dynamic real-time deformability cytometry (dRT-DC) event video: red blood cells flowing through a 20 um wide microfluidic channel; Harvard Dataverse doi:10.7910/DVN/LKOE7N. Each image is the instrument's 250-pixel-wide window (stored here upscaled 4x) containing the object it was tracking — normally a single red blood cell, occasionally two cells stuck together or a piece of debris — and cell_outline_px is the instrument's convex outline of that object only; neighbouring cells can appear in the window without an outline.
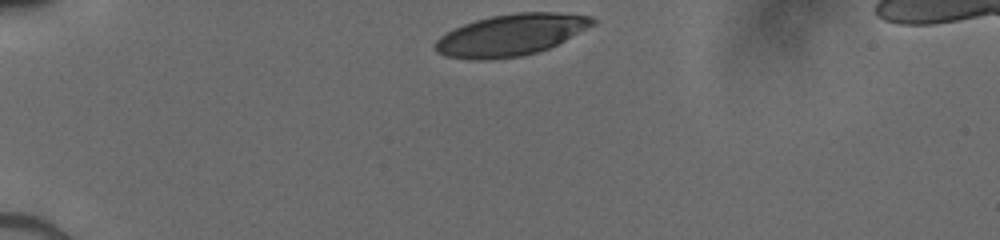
{"species": "human", "species_latin": "Homo sapiens", "temperature_condition": "cold", "stored_images_in_passage": 31, "camera_frame_rate_fps": 3000, "um_per_image_px": 0.085, "donor": {"sex": "male"}, "frame": {"image": 1, "passage_image": 1, "time_ms": 0.0, "image_size_px": [1000, 240], "cell_outline_px": [[596, 24], [548, 48], [536, 52], [520, 56], [488, 60], [472, 60], [444, 56], [436, 52], [436, 40], [440, 36], [464, 24], [476, 20], [492, 16], [516, 12], [556, 12], [592, 16], [596, 20]], "centroid_in_image_um": [43.43, 2.97], "position_along_channel_um": 41.6, "area_um2": 37.92}}
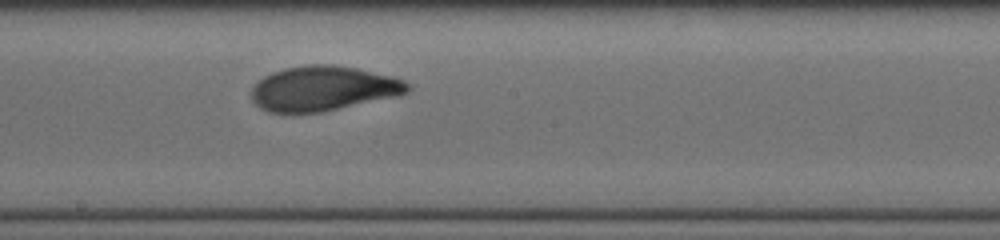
{"frame": {"image": 2, "passage_image": 18, "time_ms": 5.667, "image_size_px": [1000, 240], "cell_outline_px": [[412, 88], [408, 92], [400, 96], [324, 112], [268, 112], [260, 108], [252, 100], [252, 88], [264, 76], [272, 72], [284, 68], [308, 64], [332, 64], [356, 68], [392, 76], [404, 80]], "centroid_in_image_um": [27.51, 7.52], "position_along_channel_um": 220.7, "area_um2": 41.04}}
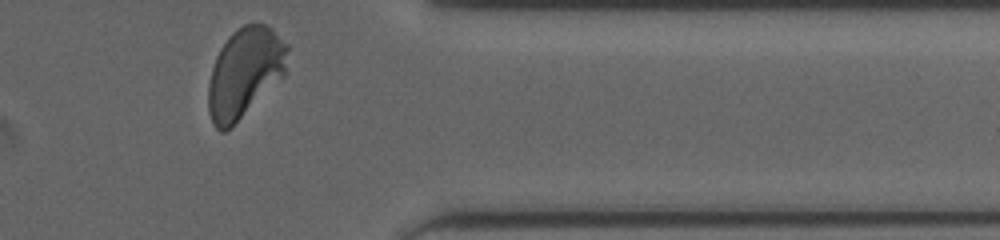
{"frame": {"image": 3, "passage_image": 31, "time_ms": 10.0, "image_size_px": [1000, 240], "cell_outline_px": [[288, 48], [284, 76], [224, 132], [220, 132], [212, 124], [208, 108], [208, 84], [212, 68], [216, 56], [220, 48], [228, 36], [232, 32], [244, 24], [264, 24], [272, 28], [288, 44]], "centroid_in_image_um": [20.79, 6.14], "position_along_channel_um": 390.6, "area_um2": 40.98}}